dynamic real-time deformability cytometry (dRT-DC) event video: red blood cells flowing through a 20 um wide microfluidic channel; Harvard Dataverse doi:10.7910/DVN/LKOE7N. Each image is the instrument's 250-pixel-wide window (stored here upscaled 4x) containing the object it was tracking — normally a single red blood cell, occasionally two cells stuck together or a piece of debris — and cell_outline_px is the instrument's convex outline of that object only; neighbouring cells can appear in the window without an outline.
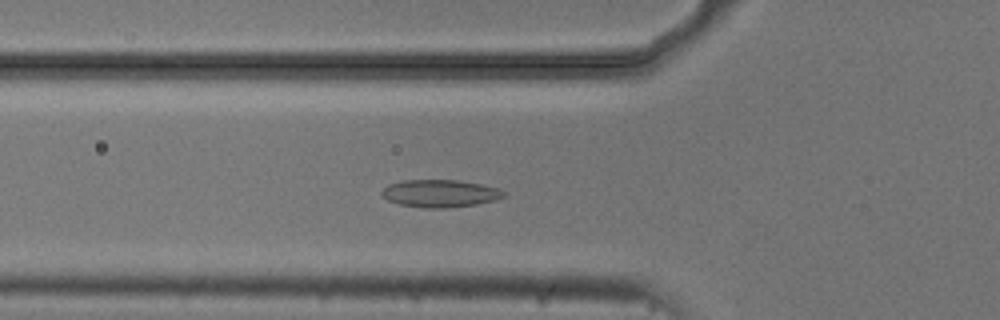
{"species": "common noctule bat (a hibernating species)", "species_latin": "Nyctalus noctula", "temperature_condition": "cold", "stored_images_in_passage": 41, "camera_frame_rate_fps": 3000, "um_per_image_px": 0.085, "animal": {"sex": "male", "body_mass_g": 20.5, "forearm_length_mm": 52.5}, "frame": {"image": 1, "passage_image": 5, "time_ms": 1.333, "image_size_px": [1000, 320], "cell_outline_px": [[508, 196], [496, 200], [476, 204], [448, 208], [424, 208], [400, 204], [388, 200], [380, 192], [388, 184], [404, 180], [456, 180], [480, 184], [500, 188], [508, 192]], "centroid_in_image_um": [37.47, 16.44], "position_along_channel_um": 88.3, "area_um2": 19.71}}
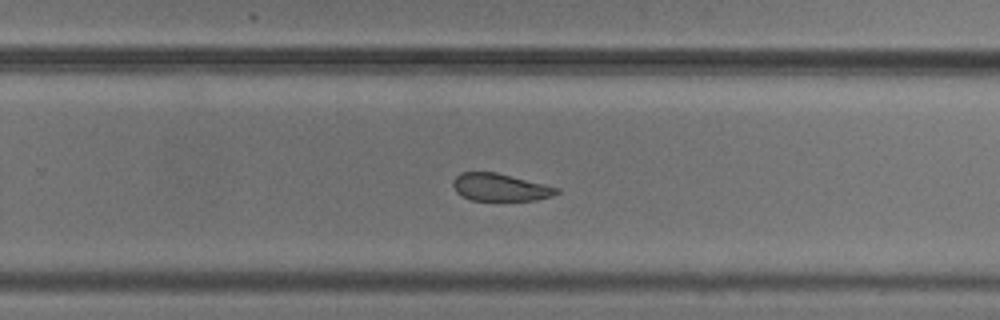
{"frame": {"image": 2, "passage_image": 21, "time_ms": 6.667, "image_size_px": [1000, 320], "cell_outline_px": [[560, 192], [552, 196], [536, 200], [472, 200], [456, 192], [452, 184], [452, 180], [460, 172], [496, 172], [560, 188]], "centroid_in_image_um": [42.51, 15.91], "position_along_channel_um": 287.3, "area_um2": 16.53}}
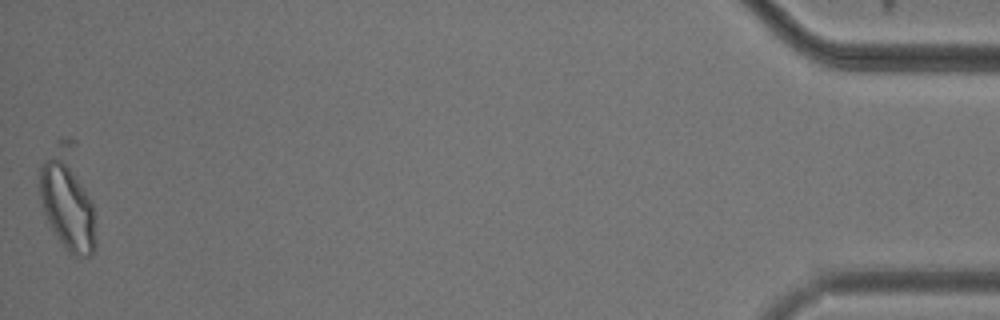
{"frame": {"image": 3, "passage_image": 40, "time_ms": 13.0, "image_size_px": [1000, 320], "cell_outline_px": [[96, 244], [92, 252], [88, 256], [68, 256], [56, 236], [44, 212], [40, 196], [40, 168], [44, 160], [56, 140], [60, 136], [68, 136], [76, 140], [92, 200]], "centroid_in_image_um": [5.78, 16.83], "position_along_channel_um": 429.4, "area_um2": 34.51}, "authors_computed_cell_mechanics": {"area_um2": 18.2648, "velocity_mm_per_s": 3.7177, "shape_relaxation_time_tau1_ms": 10.0829, "shape_relaxation_time_tau2_ms": 4.6126, "deformation_change_tau1": 0.138, "deformation_change_tau2": 0.1071}}